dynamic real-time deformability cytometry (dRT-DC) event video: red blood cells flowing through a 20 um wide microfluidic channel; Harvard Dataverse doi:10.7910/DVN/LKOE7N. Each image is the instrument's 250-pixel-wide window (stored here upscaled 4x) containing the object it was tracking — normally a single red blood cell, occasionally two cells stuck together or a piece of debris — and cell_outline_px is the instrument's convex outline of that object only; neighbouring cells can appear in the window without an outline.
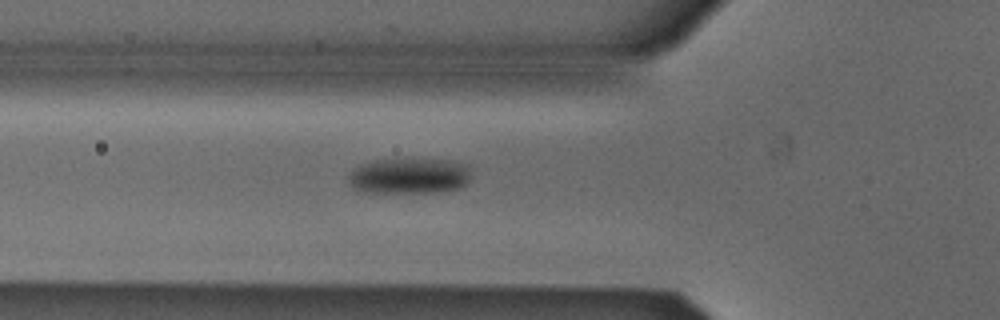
{"species": "Egyptian fruit bat (a non-hibernating species)", "species_latin": "Rousettus aegyptiacus", "temperature_condition": "cold", "stored_images_in_passage": 27, "camera_frame_rate_fps": 3000, "um_per_image_px": 0.085, "animal": {"sex": "male"}, "frame": {"image": 1, "passage_image": 7, "time_ms": 2.0, "image_size_px": [1000, 320], "cell_outline_px": [[472, 176], [468, 184], [460, 188], [440, 192], [372, 192], [356, 188], [348, 180], [348, 176], [360, 164], [376, 160], [448, 160], [468, 164]], "centroid_in_image_um": [34.9, 14.96], "position_along_channel_um": 90.9, "area_um2": 25.32}}
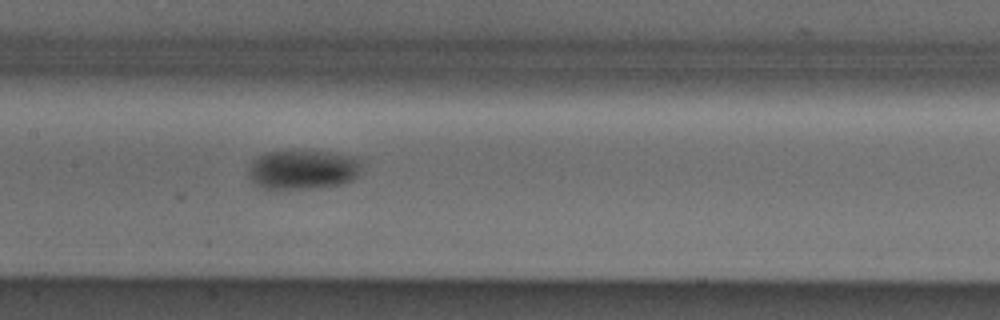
{"frame": {"image": 2, "passage_image": 14, "time_ms": 4.333, "image_size_px": [1000, 320], "cell_outline_px": [[360, 168], [356, 176], [352, 180], [340, 184], [316, 188], [264, 188], [256, 184], [248, 176], [248, 172], [252, 160], [256, 156], [264, 152], [328, 152], [352, 156], [360, 160]], "centroid_in_image_um": [25.71, 14.42], "position_along_channel_um": 181.7, "area_um2": 25.55}}
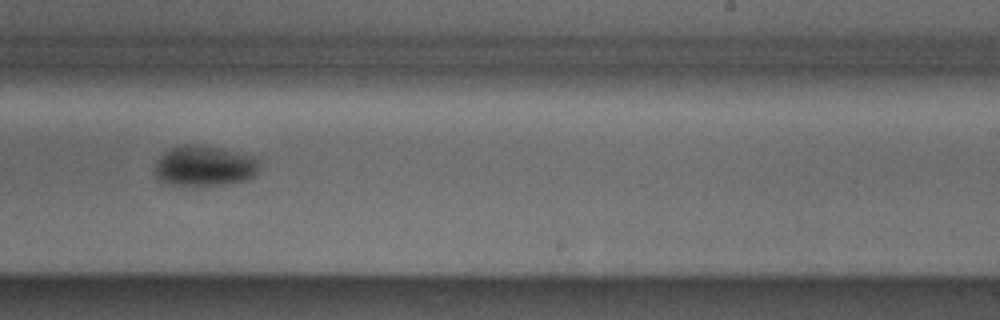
{"frame": {"image": 3, "passage_image": 21, "time_ms": 6.667, "image_size_px": [1000, 320], "cell_outline_px": [[260, 172], [256, 176], [248, 180], [232, 184], [172, 184], [160, 180], [156, 176], [156, 164], [160, 156], [164, 152], [172, 148], [184, 144], [200, 144], [220, 148], [256, 156], [260, 160]], "centroid_in_image_um": [17.49, 14.08], "position_along_channel_um": 271.5, "area_um2": 24.8}}